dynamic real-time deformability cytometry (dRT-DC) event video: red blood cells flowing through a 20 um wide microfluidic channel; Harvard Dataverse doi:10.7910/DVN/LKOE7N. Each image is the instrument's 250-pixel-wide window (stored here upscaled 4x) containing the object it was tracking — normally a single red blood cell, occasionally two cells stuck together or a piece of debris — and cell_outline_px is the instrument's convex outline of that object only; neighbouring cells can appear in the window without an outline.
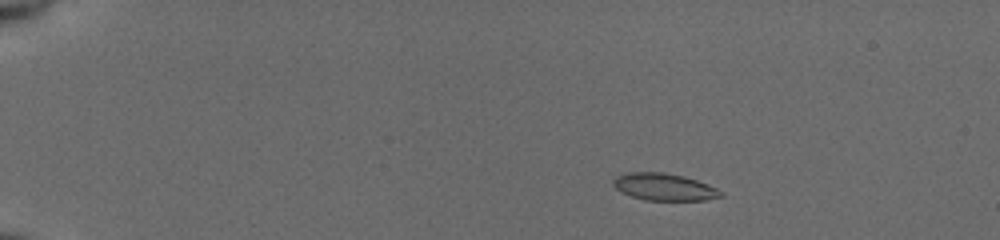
{"species": "common noctule bat (a hibernating species)", "species_latin": "Nyctalus noctula", "temperature_condition": "cold", "stored_images_in_passage": 51, "camera_frame_rate_fps": 3000, "um_per_image_px": 0.085, "animal": {"sex": "female", "body_mass_g": 19.5, "forearm_length_mm": 54.1}, "frame": {"image": 1, "passage_image": 7, "time_ms": 2.0, "image_size_px": [1000, 240], "cell_outline_px": [[724, 196], [704, 200], [644, 200], [620, 192], [612, 184], [612, 180], [616, 176], [628, 172], [664, 172], [684, 176], [708, 184], [724, 192]], "centroid_in_image_um": [56.45, 15.88], "position_along_channel_um": 28.6, "area_um2": 17.11}}
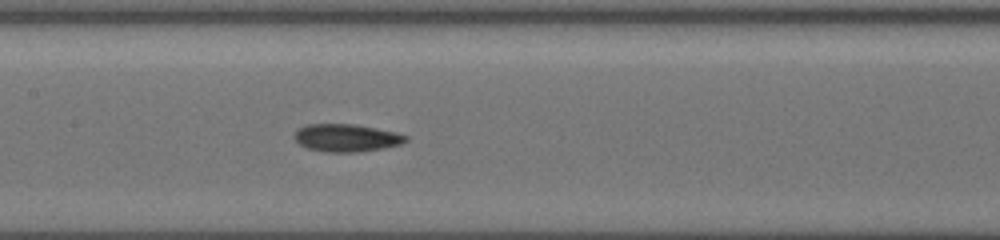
{"frame": {"image": 2, "passage_image": 26, "time_ms": 8.333, "image_size_px": [1000, 240], "cell_outline_px": [[408, 140], [400, 144], [384, 148], [360, 152], [324, 152], [308, 148], [300, 144], [292, 136], [304, 124], [352, 124], [376, 128], [396, 132], [408, 136]], "centroid_in_image_um": [29.45, 11.72], "position_along_channel_um": 178.0, "area_um2": 17.98}}
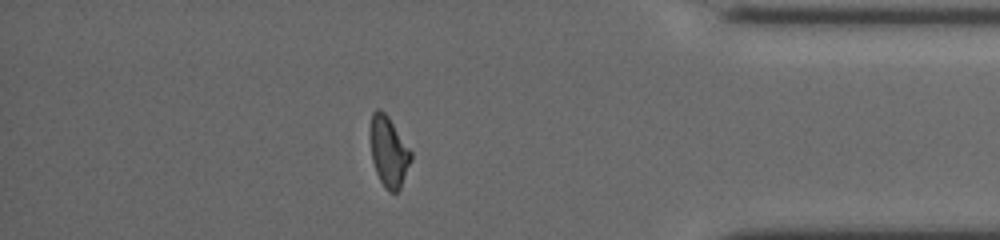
{"frame": {"image": 3, "passage_image": 45, "time_ms": 14.667, "image_size_px": [1000, 240], "cell_outline_px": [[412, 160], [400, 188], [396, 192], [388, 192], [384, 188], [376, 172], [372, 160], [368, 132], [372, 112], [376, 108], [380, 108], [388, 116], [412, 152]], "centroid_in_image_um": [33.01, 12.86], "position_along_channel_um": 402.2, "area_um2": 17.05}, "authors_computed_cell_mechanics": {"area_um2": 17.4556, "velocity_mm_per_s": 3.9191, "shape_relaxation_time_tau1_ms": 4.9127, "shape_relaxation_time_tau2_ms": 3.5581, "deformation_change_tau1": 0.1495, "deformation_change_tau2": 0.1097}}